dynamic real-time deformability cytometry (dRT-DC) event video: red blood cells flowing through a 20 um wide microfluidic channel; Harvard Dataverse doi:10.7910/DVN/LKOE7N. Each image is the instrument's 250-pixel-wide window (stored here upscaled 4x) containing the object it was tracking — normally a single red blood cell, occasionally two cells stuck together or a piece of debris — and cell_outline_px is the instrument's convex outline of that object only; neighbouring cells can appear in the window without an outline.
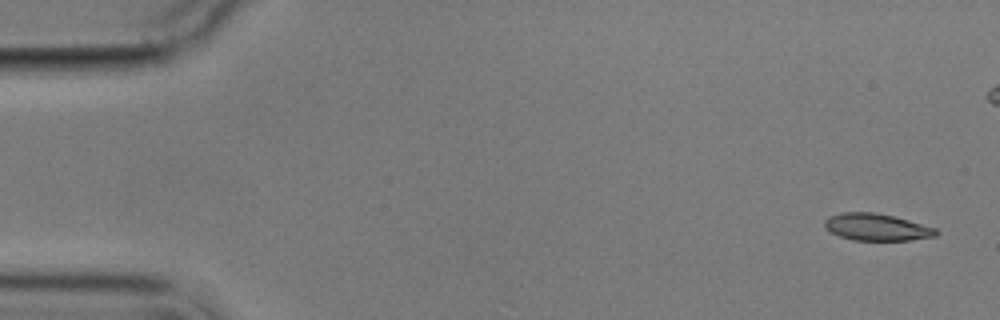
{"species": "common noctule bat (a hibernating species)", "species_latin": "Nyctalus noctula", "temperature_condition": "cold", "stored_images_in_passage": 7, "segment_of_instrument_passage": [1, 2], "camera_frame_rate_fps": 3000, "um_per_image_px": 0.085, "animal": {"sex": "male", "body_mass_g": 17.9}, "frame": {"image": 1, "passage_image": 1, "time_ms": 0.0, "image_size_px": [1000, 320], "cell_outline_px": [[940, 232], [936, 236], [912, 240], [852, 240], [840, 236], [824, 228], [824, 220], [832, 216], [844, 212], [876, 212], [908, 220], [936, 228]], "centroid_in_image_um": [74.54, 19.31], "position_along_channel_um": 10.5, "area_um2": 17.46}}
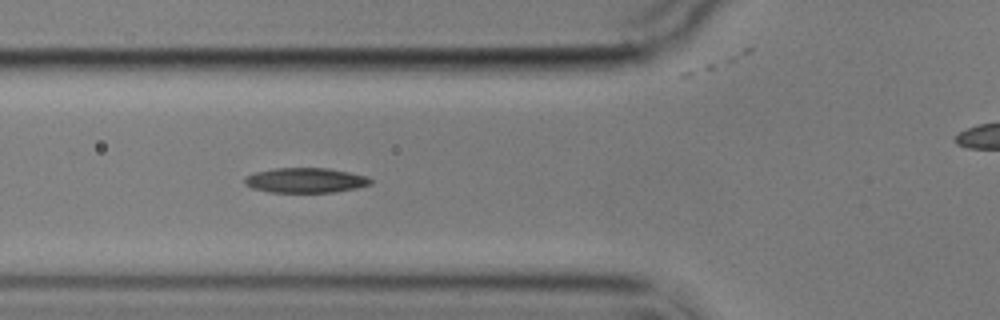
{"frame": {"image": 2, "passage_image": 6, "time_ms": 6.0, "image_size_px": [1000, 320], "cell_outline_px": [[372, 184], [356, 188], [332, 192], [272, 192], [252, 188], [244, 184], [244, 176], [256, 172], [272, 168], [328, 168], [368, 176], [372, 180]], "centroid_in_image_um": [25.95, 15.32], "position_along_channel_um": 99.8, "area_um2": 18.32}}